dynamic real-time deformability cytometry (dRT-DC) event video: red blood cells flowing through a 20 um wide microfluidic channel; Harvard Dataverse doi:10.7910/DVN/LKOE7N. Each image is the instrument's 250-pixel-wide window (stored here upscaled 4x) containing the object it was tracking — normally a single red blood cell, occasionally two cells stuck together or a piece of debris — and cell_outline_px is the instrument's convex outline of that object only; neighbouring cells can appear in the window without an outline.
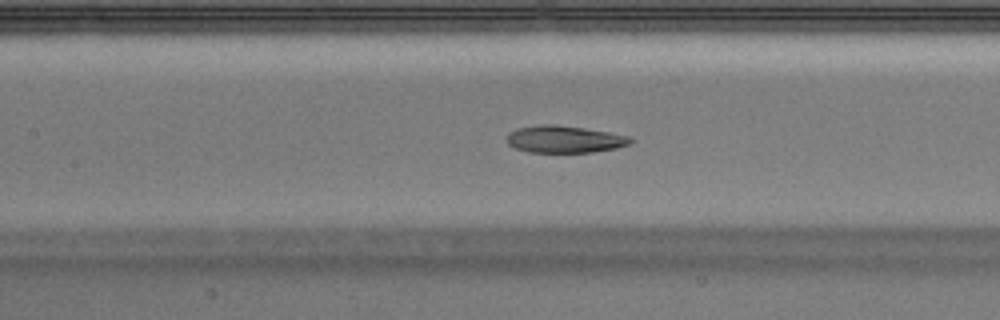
{"species": "Egyptian fruit bat (a non-hibernating species)", "species_latin": "Rousettus aegyptiacus", "temperature_condition": "warm", "stored_images_in_passage": 35, "camera_frame_rate_fps": 3000, "um_per_image_px": 0.085, "animal": {"sex": "male"}, "frame": {"image": 1, "passage_image": 8, "time_ms": 2.333, "image_size_px": [1000, 320], "cell_outline_px": [[632, 140], [628, 144], [616, 148], [592, 152], [528, 152], [516, 148], [508, 144], [508, 132], [516, 128], [540, 124], [556, 124], [584, 128], [632, 136]], "centroid_in_image_um": [47.97, 11.82], "position_along_channel_um": 159.4, "area_um2": 19.54}}
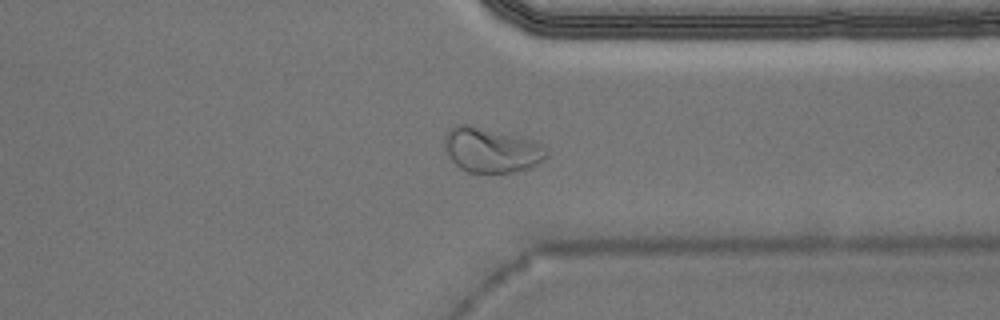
{"frame": {"image": 2, "passage_image": 24, "time_ms": 7.667, "image_size_px": [1000, 320], "cell_outline_px": [[548, 156], [532, 168], [512, 172], [468, 172], [460, 168], [448, 156], [444, 144], [444, 136], [448, 128], [456, 124], [468, 124], [532, 140], [544, 144], [548, 152]], "centroid_in_image_um": [41.76, 12.75], "position_along_channel_um": 369.6, "area_um2": 26.7}}
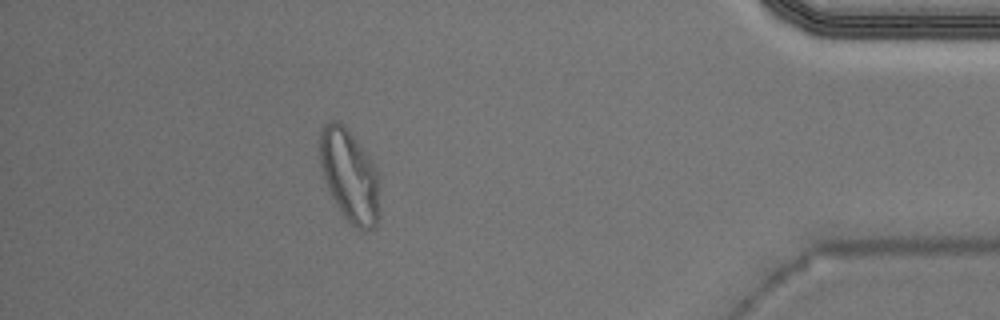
{"frame": {"image": 3, "passage_image": 30, "time_ms": 9.667, "image_size_px": [1000, 320], "cell_outline_px": [[380, 216], [376, 224], [372, 228], [364, 232], [356, 228], [344, 216], [332, 196], [328, 188], [324, 176], [320, 160], [320, 132], [324, 124], [328, 120], [336, 120], [344, 124], [360, 144], [376, 168]], "centroid_in_image_um": [29.72, 14.92], "position_along_channel_um": 405.5, "area_um2": 31.96}, "authors_computed_cell_mechanics": {"area_um2": 20.6346, "velocity_mm_per_s": 3.9565, "shape_relaxation_time_tau1_ms": 6.5311, "shape_relaxation_time_tau2_ms": 1.3748, "deformation_change_tau1": 0.2457, "deformation_change_tau2": 0.07}}